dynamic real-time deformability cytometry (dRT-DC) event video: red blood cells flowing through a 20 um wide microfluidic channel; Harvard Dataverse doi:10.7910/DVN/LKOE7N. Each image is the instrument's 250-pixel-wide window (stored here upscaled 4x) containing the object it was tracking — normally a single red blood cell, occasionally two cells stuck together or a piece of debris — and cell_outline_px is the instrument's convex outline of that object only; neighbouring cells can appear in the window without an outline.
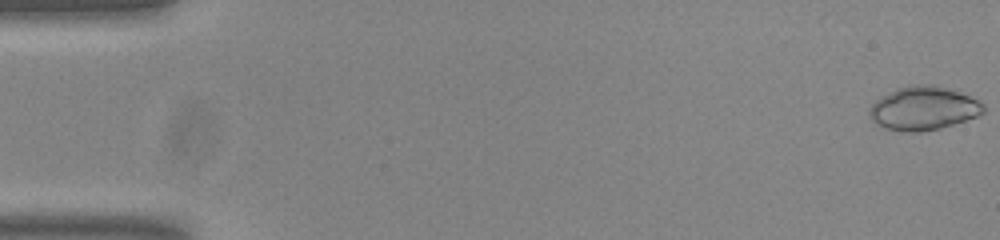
{"species": "common noctule bat (a hibernating species)", "species_latin": "Nyctalus noctula", "temperature_condition": "room temperature", "stored_images_in_passage": 54, "camera_frame_rate_fps": 3000, "um_per_image_px": 0.085, "animal": {"sex": "male", "body_mass_g": 20.0, "forearm_length_mm": 53.3}, "frame": {"image": 1, "passage_image": 1, "time_ms": 0.0, "image_size_px": [1000, 240], "cell_outline_px": [[984, 112], [976, 116], [940, 128], [920, 132], [908, 132], [884, 128], [876, 124], [872, 120], [868, 112], [868, 108], [876, 100], [900, 88], [912, 84], [932, 84], [968, 96], [984, 104]], "centroid_in_image_um": [78.45, 9.22], "position_along_channel_um": 6.5, "area_um2": 28.38}}
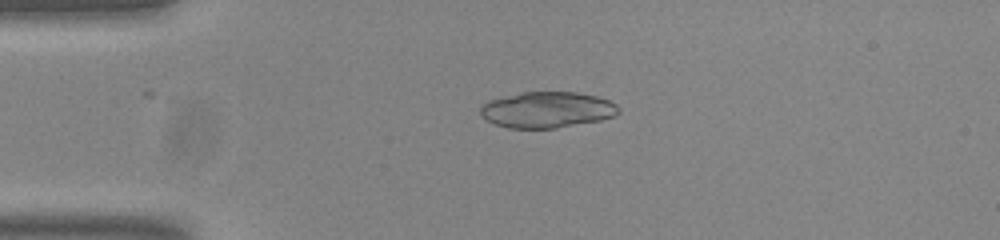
{"frame": {"image": 2, "passage_image": 13, "time_ms": 4.0, "image_size_px": [1000, 240], "cell_outline_px": [[620, 112], [612, 116], [600, 120], [556, 128], [508, 128], [496, 124], [488, 120], [480, 112], [480, 108], [488, 100], [520, 92], [576, 92], [596, 96], [608, 100], [616, 104], [620, 108]], "centroid_in_image_um": [46.51, 9.32], "position_along_channel_um": 38.5, "area_um2": 28.84}}